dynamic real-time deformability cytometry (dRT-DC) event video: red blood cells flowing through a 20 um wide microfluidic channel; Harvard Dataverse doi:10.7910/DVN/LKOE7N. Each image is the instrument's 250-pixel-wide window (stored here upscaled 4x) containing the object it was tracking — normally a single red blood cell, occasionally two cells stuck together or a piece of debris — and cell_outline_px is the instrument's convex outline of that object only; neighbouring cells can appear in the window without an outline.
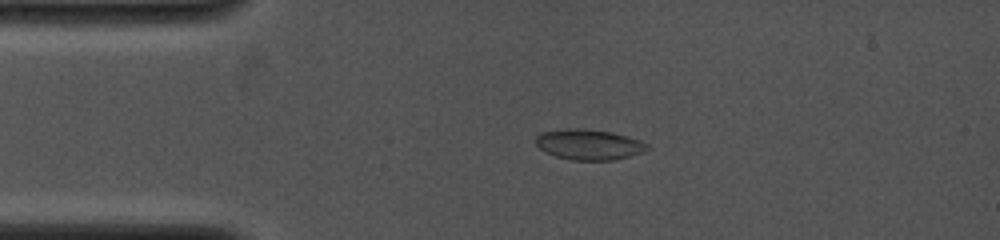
{"species": "common noctule bat (a hibernating species)", "species_latin": "Nyctalus noctula", "temperature_condition": "cold", "stored_images_in_passage": 20, "camera_frame_rate_fps": 4000, "um_per_image_px": 0.085, "animal": {"sex": "female", "body_mass_g": 19.0, "forearm_length_mm": 53.3}, "frame": {"image": 1, "passage_image": 7, "time_ms": 2.25, "image_size_px": [1000, 240], "cell_outline_px": [[652, 148], [644, 152], [612, 160], [572, 160], [556, 156], [544, 152], [536, 144], [536, 136], [540, 132], [568, 128], [580, 128], [612, 132], [640, 140], [648, 144]], "centroid_in_image_um": [50.06, 12.28], "position_along_channel_um": 34.9, "area_um2": 19.88}}
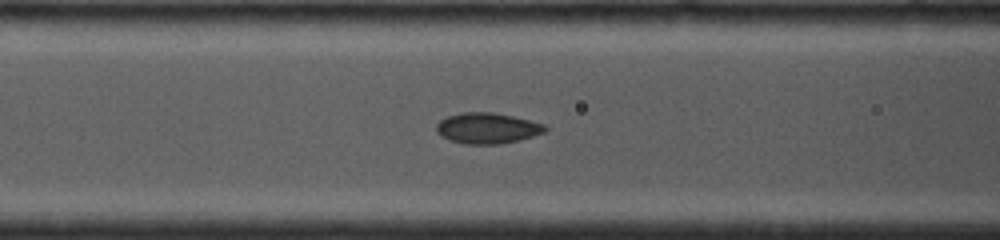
{"frame": {"image": 2, "passage_image": 14, "time_ms": 5.0, "image_size_px": [1000, 240], "cell_outline_px": [[548, 128], [544, 132], [532, 136], [500, 144], [464, 144], [452, 140], [436, 132], [436, 124], [440, 120], [448, 116], [460, 112], [492, 112], [512, 116], [544, 124]], "centroid_in_image_um": [41.4, 10.88], "position_along_channel_um": 125.2, "area_um2": 19.25}}
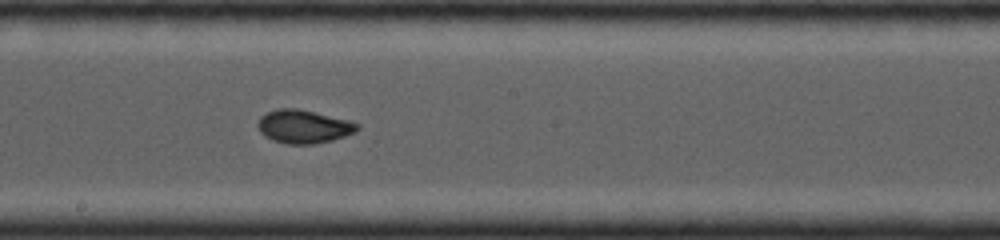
{"frame": {"image": 3, "passage_image": 20, "time_ms": 7.25, "image_size_px": [1000, 240], "cell_outline_px": [[360, 128], [356, 132], [332, 140], [312, 144], [288, 144], [272, 140], [264, 136], [260, 132], [256, 124], [260, 116], [276, 108], [296, 108], [348, 120], [360, 124]], "centroid_in_image_um": [25.78, 10.76], "position_along_channel_um": 222.4, "area_um2": 19.36}}